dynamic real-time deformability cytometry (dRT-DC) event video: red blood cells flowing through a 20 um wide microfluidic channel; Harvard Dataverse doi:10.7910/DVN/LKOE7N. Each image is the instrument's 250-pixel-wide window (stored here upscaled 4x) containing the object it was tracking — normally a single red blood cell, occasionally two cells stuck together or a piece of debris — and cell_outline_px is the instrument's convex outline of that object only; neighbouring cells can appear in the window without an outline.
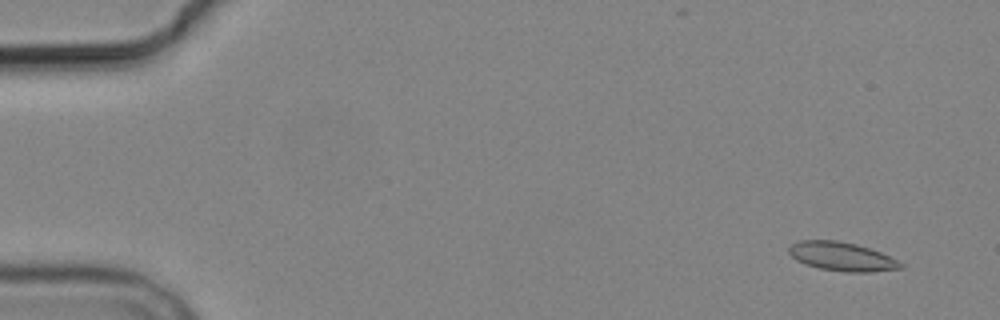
{"species": "common noctule bat (a hibernating species)", "species_latin": "Nyctalus noctula", "temperature_condition": "cold", "stored_images_in_passage": 6, "camera_frame_rate_fps": 3000, "um_per_image_px": 0.085, "animal": {"sex": "male", "body_mass_g": 19.2, "forearm_length_mm": 51.8}, "frame": {"image": 1, "passage_image": 1, "time_ms": 0.0, "image_size_px": [1000, 320], "cell_outline_px": [[904, 268], [868, 272], [844, 272], [820, 268], [804, 264], [796, 260], [788, 252], [788, 248], [792, 244], [800, 240], [836, 240], [856, 244], [880, 252], [904, 264]], "centroid_in_image_um": [71.53, 21.81], "position_along_channel_um": 13.5, "area_um2": 18.67}}
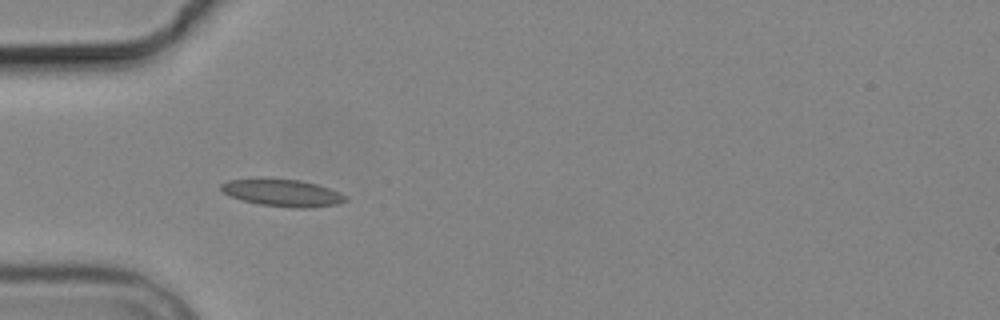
{"frame": {"image": 2, "passage_image": 5, "time_ms": 4.667, "image_size_px": [1000, 320], "cell_outline_px": [[348, 200], [336, 204], [308, 208], [292, 208], [260, 204], [240, 200], [224, 192], [220, 188], [220, 184], [228, 180], [300, 180], [316, 184], [328, 188], [348, 196]], "centroid_in_image_um": [24.05, 16.42], "position_along_channel_um": 61.0, "area_um2": 19.13}}
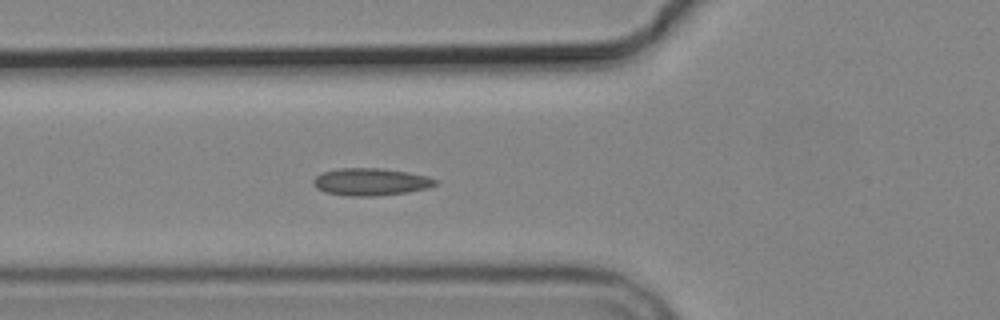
{"frame": {"image": 3, "passage_image": 6, "time_ms": 5.667, "image_size_px": [1000, 320], "cell_outline_px": [[436, 184], [428, 188], [408, 192], [372, 196], [348, 196], [324, 192], [316, 188], [312, 184], [312, 180], [320, 172], [340, 168], [380, 168], [408, 172], [428, 176], [436, 180]], "centroid_in_image_um": [31.46, 15.45], "position_along_channel_um": 94.3, "area_um2": 19.54}}